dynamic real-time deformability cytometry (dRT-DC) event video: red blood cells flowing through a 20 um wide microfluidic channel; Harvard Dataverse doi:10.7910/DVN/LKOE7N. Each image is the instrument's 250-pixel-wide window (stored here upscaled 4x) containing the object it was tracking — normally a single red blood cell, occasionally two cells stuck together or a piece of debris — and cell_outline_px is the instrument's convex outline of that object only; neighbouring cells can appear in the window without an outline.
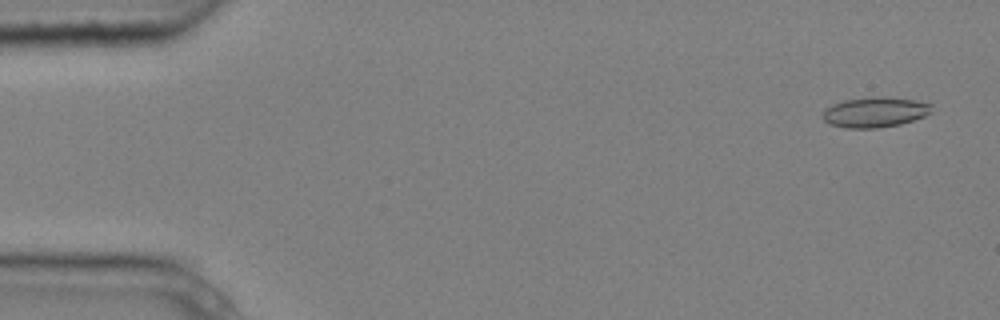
{"species": "common noctule bat (a hibernating species)", "species_latin": "Nyctalus noctula", "temperature_condition": "cold", "stored_images_in_passage": 4, "camera_frame_rate_fps": 3000, "um_per_image_px": 0.085, "animal": {"sex": "male", "body_mass_g": 20.4}, "frame": {"image": 1, "passage_image": 1, "time_ms": 0.0, "image_size_px": [1000, 320], "cell_outline_px": [[932, 112], [924, 116], [900, 124], [880, 128], [848, 128], [828, 124], [820, 116], [824, 108], [832, 104], [844, 100], [872, 96], [884, 96], [916, 100], [932, 104]], "centroid_in_image_um": [74.33, 9.52], "position_along_channel_um": 10.7, "area_um2": 19.54}}
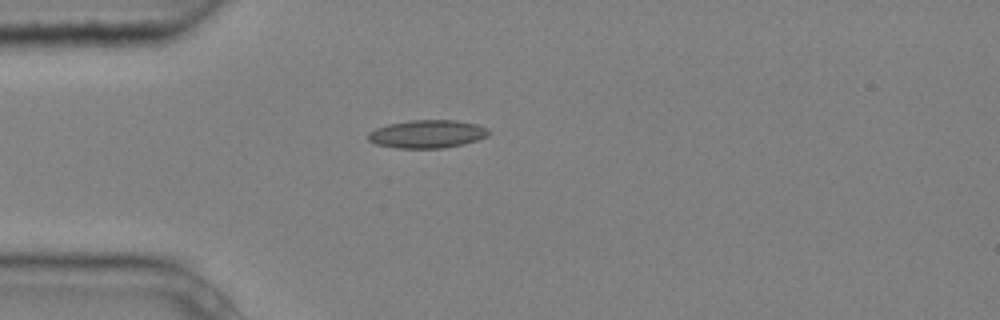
{"frame": {"image": 2, "passage_image": 4, "time_ms": 1.0, "image_size_px": [1000, 320], "cell_outline_px": [[492, 132], [488, 136], [464, 144], [444, 148], [396, 148], [376, 144], [368, 140], [368, 132], [376, 128], [388, 124], [412, 120], [456, 120], [476, 124], [488, 128]], "centroid_in_image_um": [36.33, 11.39], "position_along_channel_um": 48.7, "area_um2": 19.83}}